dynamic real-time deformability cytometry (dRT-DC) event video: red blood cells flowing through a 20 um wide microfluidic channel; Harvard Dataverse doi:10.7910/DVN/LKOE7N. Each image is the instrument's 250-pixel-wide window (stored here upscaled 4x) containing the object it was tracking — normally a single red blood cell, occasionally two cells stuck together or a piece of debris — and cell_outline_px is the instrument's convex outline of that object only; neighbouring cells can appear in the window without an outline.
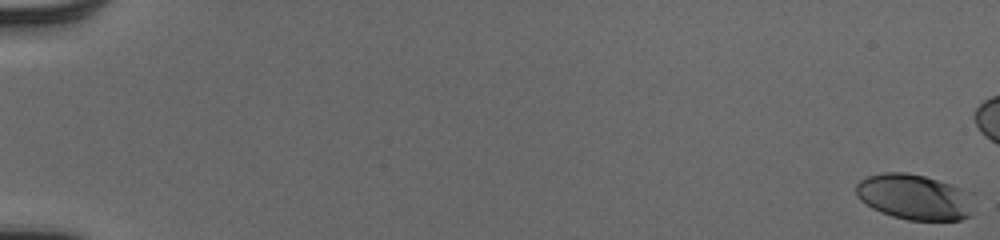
{"species": "human", "species_latin": "Homo sapiens", "temperature_condition": "cold", "stored_images_in_passage": 48, "camera_frame_rate_fps": 3000, "um_per_image_px": 0.085, "donor": {"sex": "male"}, "frame": {"image": 1, "passage_image": 1, "time_ms": 0.0, "image_size_px": [1000, 240], "cell_outline_px": [[972, 216], [960, 220], [908, 220], [892, 216], [880, 212], [872, 208], [860, 200], [856, 196], [856, 184], [860, 180], [868, 176], [884, 172], [904, 172], [924, 176], [952, 184], [972, 192]], "centroid_in_image_um": [77.75, 16.75], "position_along_channel_um": 7.3, "area_um2": 31.62}}
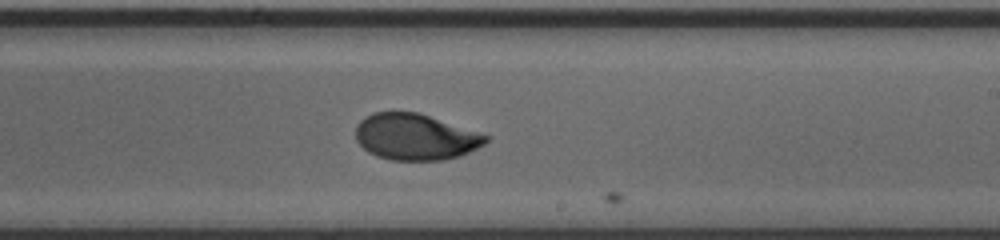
{"frame": {"image": 2, "passage_image": 35, "time_ms": 11.333, "image_size_px": [1000, 240], "cell_outline_px": [[492, 136], [484, 144], [460, 156], [444, 160], [392, 160], [376, 156], [368, 152], [356, 140], [356, 124], [364, 116], [372, 112], [416, 112]], "centroid_in_image_um": [35.29, 11.64], "position_along_channel_um": 253.7, "area_um2": 35.08}}
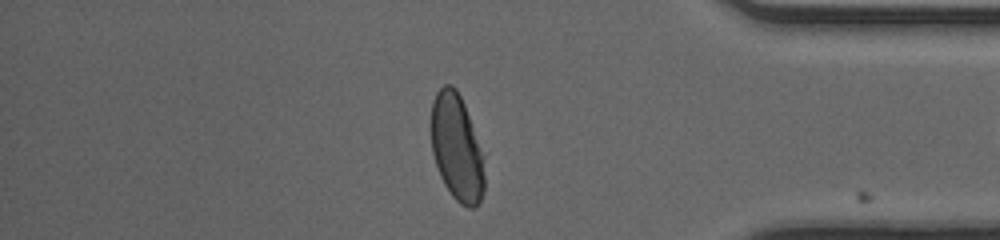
{"frame": {"image": 3, "passage_image": 47, "time_ms": 15.333, "image_size_px": [1000, 240], "cell_outline_px": [[484, 192], [480, 200], [472, 208], [468, 208], [460, 204], [452, 196], [444, 184], [440, 176], [432, 152], [432, 100], [436, 92], [444, 84], [452, 84], [456, 88], [464, 104], [480, 152], [484, 176]], "centroid_in_image_um": [38.79, 12.56], "position_along_channel_um": 396.4, "area_um2": 32.31}}